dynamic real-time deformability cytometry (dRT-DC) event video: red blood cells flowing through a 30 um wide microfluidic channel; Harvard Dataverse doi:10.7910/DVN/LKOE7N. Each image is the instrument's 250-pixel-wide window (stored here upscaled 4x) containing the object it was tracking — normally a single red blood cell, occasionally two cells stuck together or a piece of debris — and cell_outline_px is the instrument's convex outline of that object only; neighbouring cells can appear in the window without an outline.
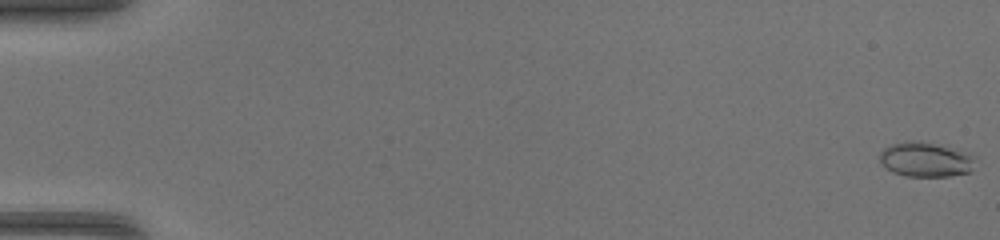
{"species": "common noctule bat (a hibernating species)", "species_latin": "Nyctalus noctula", "temperature_condition": "warm", "stored_images_in_passage": 47, "camera_frame_rate_fps": 3000, "um_per_image_px": 0.085, "animal": {"sex": "female", "body_mass_g": 17.0, "forearm_length_mm": 48.0}, "frame": {"image": 1, "passage_image": 1, "time_ms": 0.0, "image_size_px": [1000, 240], "cell_outline_px": [[976, 156], [972, 168], [968, 172], [948, 176], [904, 176], [892, 172], [880, 164], [880, 152], [884, 148], [892, 144], [908, 140], [920, 140], [948, 144], [972, 152]], "centroid_in_image_um": [78.73, 13.51], "position_along_channel_um": 6.3, "area_um2": 20.17}}
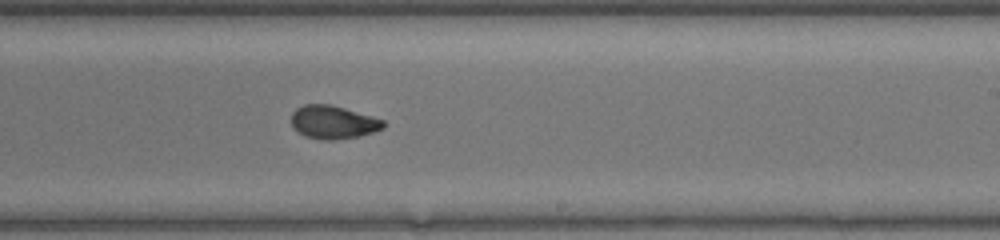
{"frame": {"image": 2, "passage_image": 30, "time_ms": 9.667, "image_size_px": [1000, 240], "cell_outline_px": [[384, 128], [360, 136], [332, 140], [324, 140], [304, 136], [292, 128], [292, 112], [296, 108], [304, 104], [332, 104], [372, 116], [384, 120]], "centroid_in_image_um": [28.3, 10.38], "position_along_channel_um": 260.7, "area_um2": 17.92}}
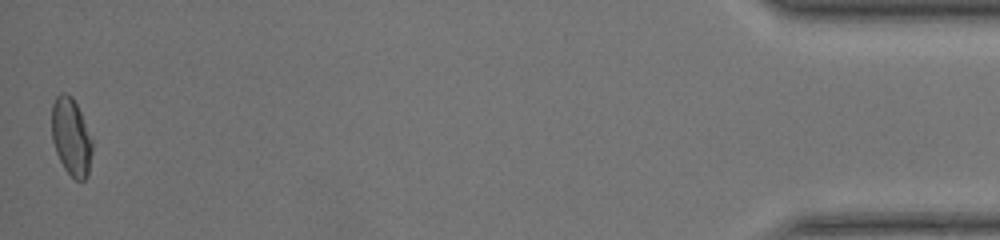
{"frame": {"image": 3, "passage_image": 47, "time_ms": 15.333, "image_size_px": [1000, 240], "cell_outline_px": [[92, 152], [88, 176], [84, 180], [76, 180], [64, 168], [56, 152], [52, 140], [52, 104], [56, 96], [60, 92], [64, 92], [72, 96], [80, 112], [92, 140]], "centroid_in_image_um": [6.04, 11.63], "position_along_channel_um": 429.2, "area_um2": 18.21}}